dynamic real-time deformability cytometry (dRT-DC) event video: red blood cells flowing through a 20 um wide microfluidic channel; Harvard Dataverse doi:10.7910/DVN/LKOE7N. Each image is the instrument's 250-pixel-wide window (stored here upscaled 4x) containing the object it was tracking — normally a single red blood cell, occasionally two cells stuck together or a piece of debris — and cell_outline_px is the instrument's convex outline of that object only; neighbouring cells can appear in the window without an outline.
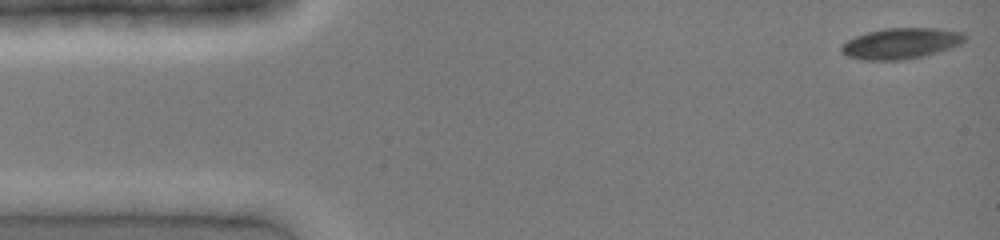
{"species": "common noctule bat (a hibernating species)", "species_latin": "Nyctalus noctula", "temperature_condition": "cold", "stored_images_in_passage": 31, "camera_frame_rate_fps": 3000, "um_per_image_px": 0.085, "animal": {"sex": "female", "body_mass_g": 19.0, "forearm_length_mm": 51.5}, "frame": {"image": 1, "passage_image": 1, "time_ms": 0.0, "image_size_px": [1000, 240], "cell_outline_px": [[968, 36], [960, 44], [952, 48], [940, 52], [924, 56], [904, 60], [864, 60], [848, 56], [840, 52], [840, 44], [856, 36], [868, 32], [884, 28], [936, 28], [964, 32]], "centroid_in_image_um": [76.6, 3.69], "position_along_channel_um": 8.4, "area_um2": 22.48}}
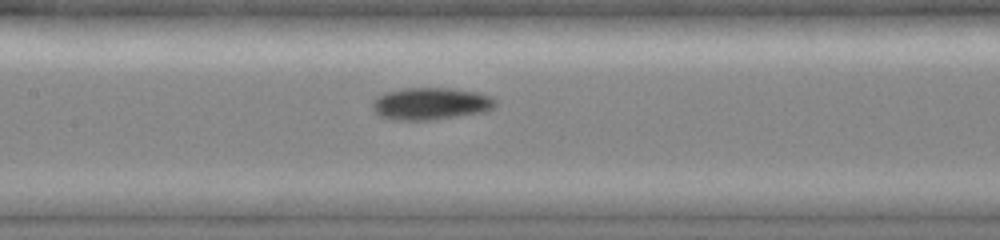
{"frame": {"image": 2, "passage_image": 19, "time_ms": 6.0, "image_size_px": [1000, 240], "cell_outline_px": [[496, 104], [492, 108], [484, 112], [432, 120], [396, 120], [380, 116], [372, 108], [372, 104], [380, 96], [388, 92], [404, 88], [452, 88], [476, 92], [488, 96], [496, 100]], "centroid_in_image_um": [36.63, 8.82], "position_along_channel_um": 170.8, "area_um2": 22.77}}
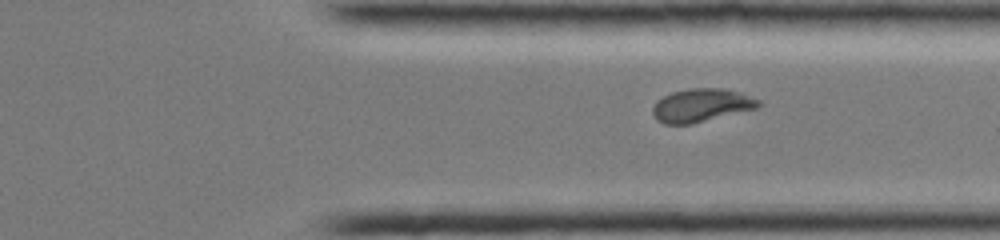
{"frame": {"image": 3, "passage_image": 31, "time_ms": 10.0, "image_size_px": [1000, 240], "cell_outline_px": [[764, 104], [756, 108], [692, 124], [664, 124], [656, 120], [652, 112], [652, 108], [656, 100], [672, 92], [692, 88], [720, 88], [736, 92], [760, 100]], "centroid_in_image_um": [59.58, 8.96], "position_along_channel_um": 351.8, "area_um2": 20.35}}